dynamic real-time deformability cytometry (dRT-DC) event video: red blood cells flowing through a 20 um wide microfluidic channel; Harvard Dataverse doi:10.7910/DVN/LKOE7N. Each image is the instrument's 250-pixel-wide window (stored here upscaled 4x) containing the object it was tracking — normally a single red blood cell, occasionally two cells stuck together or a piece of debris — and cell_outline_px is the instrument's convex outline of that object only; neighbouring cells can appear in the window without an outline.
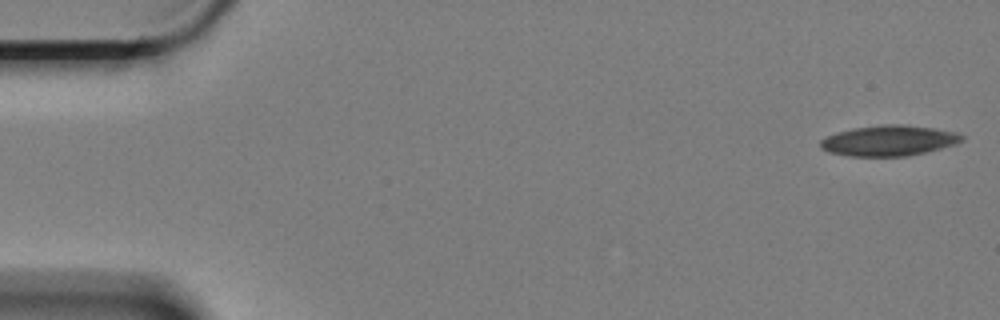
{"species": "Egyptian fruit bat (a non-hibernating species)", "species_latin": "Rousettus aegyptiacus", "temperature_condition": "cold", "stored_images_in_passage": 55, "camera_frame_rate_fps": 3000, "um_per_image_px": 0.085, "animal": {"sex": "female"}, "frame": {"image": 1, "passage_image": 1, "time_ms": 0.0, "image_size_px": [1000, 320], "cell_outline_px": [[964, 140], [956, 144], [908, 156], [848, 156], [828, 152], [820, 148], [820, 140], [828, 136], [840, 132], [856, 128], [884, 124], [900, 124], [932, 128], [956, 132], [964, 136]], "centroid_in_image_um": [75.56, 11.96], "position_along_channel_um": 9.4, "area_um2": 24.91}}
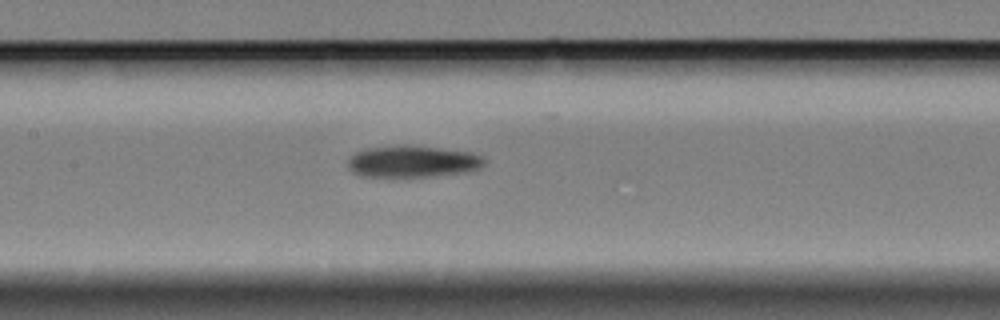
{"frame": {"image": 2, "passage_image": 27, "time_ms": 8.667, "image_size_px": [1000, 320], "cell_outline_px": [[488, 160], [480, 168], [464, 172], [432, 176], [360, 176], [352, 172], [348, 168], [348, 160], [356, 152], [364, 148], [404, 144], [472, 152], [484, 156]], "centroid_in_image_um": [35.08, 13.71], "position_along_channel_um": 172.3, "area_um2": 25.37}}
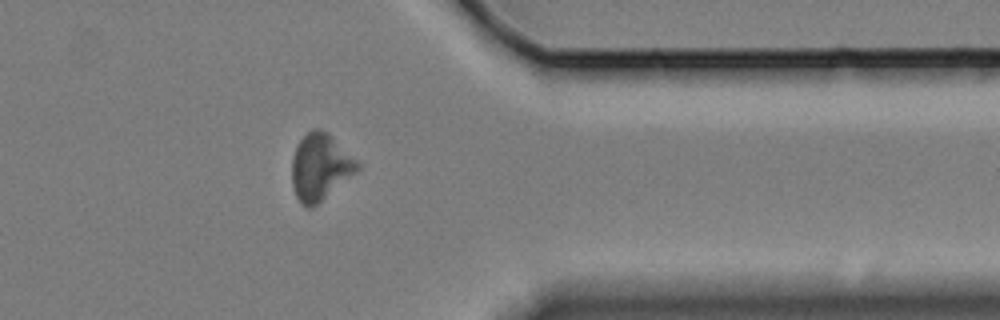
{"frame": {"image": 3, "passage_image": 47, "time_ms": 15.333, "image_size_px": [1000, 320], "cell_outline_px": [[360, 168], [356, 172], [312, 208], [308, 208], [300, 204], [296, 196], [292, 184], [292, 156], [300, 140], [312, 128], [320, 128], [328, 132], [360, 164]], "centroid_in_image_um": [27.19, 14.19], "position_along_channel_um": 384.2, "area_um2": 25.2}}